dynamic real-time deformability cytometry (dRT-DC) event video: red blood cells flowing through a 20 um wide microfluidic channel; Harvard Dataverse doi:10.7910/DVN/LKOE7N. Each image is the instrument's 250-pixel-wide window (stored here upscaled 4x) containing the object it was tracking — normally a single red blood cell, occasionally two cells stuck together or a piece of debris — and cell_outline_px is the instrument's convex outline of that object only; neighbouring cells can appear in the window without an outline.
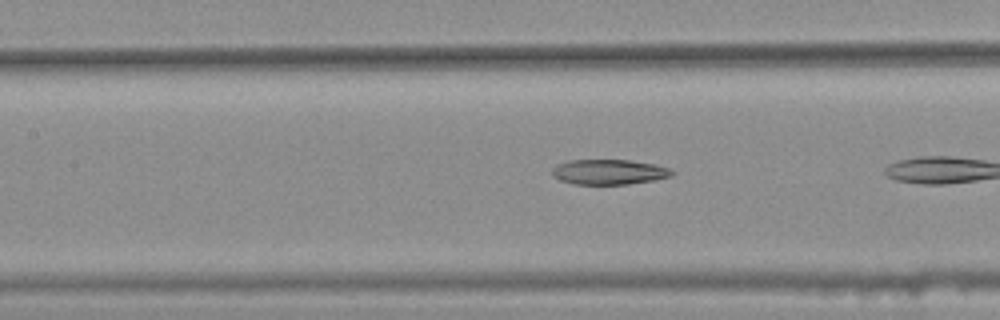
{"species": "common noctule bat (a hibernating species)", "species_latin": "Nyctalus noctula", "temperature_condition": "warm", "stored_images_in_passage": 8, "camera_frame_rate_fps": 3000, "um_per_image_px": 0.085, "animal": {"sex": "female", "body_mass_g": 25.1}, "frame": {"image": 1, "passage_image": 6, "time_ms": 1.667, "image_size_px": [1000, 320], "cell_outline_px": [[676, 172], [672, 176], [652, 180], [628, 184], [572, 184], [560, 180], [552, 176], [552, 168], [556, 164], [568, 160], [628, 160], [656, 164], [672, 168]], "centroid_in_image_um": [51.77, 14.61], "position_along_channel_um": 155.6, "area_um2": 17.74}}